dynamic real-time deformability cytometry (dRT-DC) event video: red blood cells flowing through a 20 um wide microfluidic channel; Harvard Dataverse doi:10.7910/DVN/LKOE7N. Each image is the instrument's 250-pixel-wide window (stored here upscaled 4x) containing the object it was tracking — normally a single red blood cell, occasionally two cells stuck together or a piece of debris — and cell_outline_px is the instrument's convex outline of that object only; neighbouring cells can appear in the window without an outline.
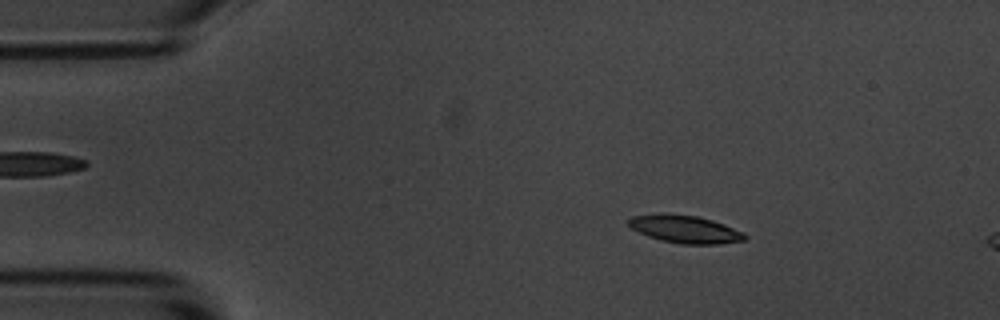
{"species": "common noctule bat (a hibernating species)", "species_latin": "Nyctalus noctula", "temperature_condition": "room temperature", "stored_images_in_passage": 14, "camera_frame_rate_fps": 3000, "um_per_image_px": 0.085, "animal": {"sex": "male", "body_mass_g": 20.1, "forearm_length_mm": 53.5}, "frame": {"image": 1, "passage_image": 8, "time_ms": 2.333, "image_size_px": [1000, 320], "cell_outline_px": [[748, 236], [744, 240], [716, 244], [680, 244], [660, 240], [648, 236], [632, 228], [628, 224], [628, 220], [632, 216], [668, 212], [696, 216], [712, 220], [724, 224], [744, 232]], "centroid_in_image_um": [58.23, 19.47], "position_along_channel_um": 26.8, "area_um2": 18.84}}